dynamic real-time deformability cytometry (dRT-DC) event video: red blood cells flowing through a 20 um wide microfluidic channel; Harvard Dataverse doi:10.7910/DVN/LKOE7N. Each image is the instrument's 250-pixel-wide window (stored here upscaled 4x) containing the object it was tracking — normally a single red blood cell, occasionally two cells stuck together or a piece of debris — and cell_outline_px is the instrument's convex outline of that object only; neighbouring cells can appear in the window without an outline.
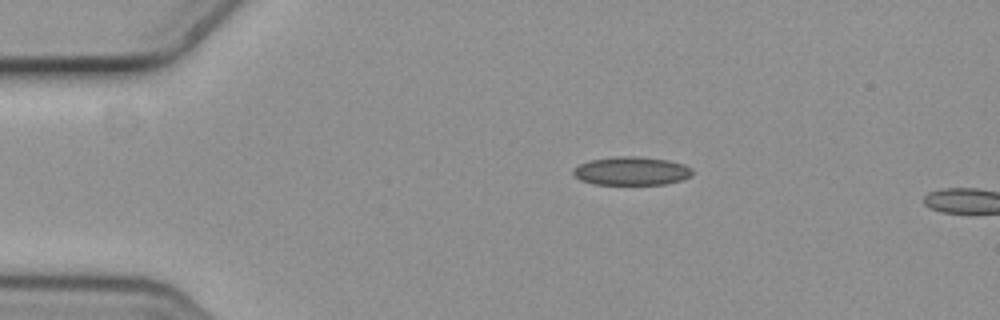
{"species": "common noctule bat (a hibernating species)", "species_latin": "Nyctalus noctula", "temperature_condition": "cold", "stored_images_in_passage": 3, "camera_frame_rate_fps": 3000, "um_per_image_px": 0.085, "animal": {"sex": "female", "body_mass_g": 19.3, "forearm_length_mm": 54.1}, "frame": {"image": 1, "passage_image": 3, "time_ms": 0.667, "image_size_px": [1000, 320], "cell_outline_px": [[692, 172], [688, 176], [680, 180], [664, 184], [596, 184], [580, 180], [572, 172], [572, 168], [588, 160], [612, 156], [640, 156], [668, 160], [684, 164], [692, 168]], "centroid_in_image_um": [53.63, 14.51], "position_along_channel_um": 31.4, "area_um2": 19.77}}